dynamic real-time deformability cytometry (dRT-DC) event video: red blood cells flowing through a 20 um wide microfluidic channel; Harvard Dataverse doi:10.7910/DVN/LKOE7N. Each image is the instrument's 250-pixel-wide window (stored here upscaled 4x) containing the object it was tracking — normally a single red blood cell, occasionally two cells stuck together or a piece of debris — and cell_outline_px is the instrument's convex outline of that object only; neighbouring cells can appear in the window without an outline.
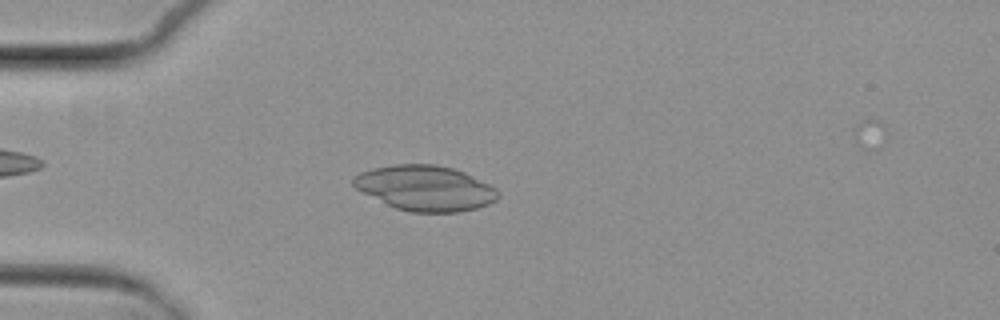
{"species": "common noctule bat (a hibernating species)", "species_latin": "Nyctalus noctula", "temperature_condition": "cold", "stored_images_in_passage": 3, "camera_frame_rate_fps": 3000, "um_per_image_px": 0.085, "animal": {"sex": "female", "body_mass_g": 29.2, "forearm_length_mm": 56.3}, "frame": {"image": 1, "passage_image": 3, "time_ms": 2.333, "image_size_px": [1000, 320], "cell_outline_px": [[500, 196], [496, 200], [488, 204], [476, 208], [460, 212], [412, 212], [396, 208], [356, 188], [352, 184], [352, 176], [360, 172], [372, 168], [392, 164], [436, 164], [452, 168], [464, 172], [496, 188], [500, 192]], "centroid_in_image_um": [36.15, 15.98], "position_along_channel_um": 48.8, "area_um2": 37.97}}